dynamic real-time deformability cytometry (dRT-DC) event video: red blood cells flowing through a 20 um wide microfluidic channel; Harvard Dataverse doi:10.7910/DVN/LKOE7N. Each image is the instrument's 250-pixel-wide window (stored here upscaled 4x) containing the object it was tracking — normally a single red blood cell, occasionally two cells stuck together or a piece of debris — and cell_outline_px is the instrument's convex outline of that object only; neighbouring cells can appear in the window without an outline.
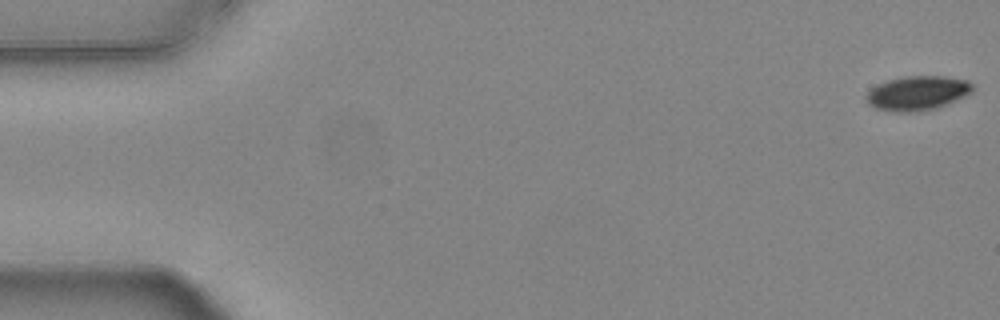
{"species": "common noctule bat (a hibernating species)", "species_latin": "Nyctalus noctula", "temperature_condition": "warm", "stored_images_in_passage": 55, "camera_frame_rate_fps": 3000, "um_per_image_px": 0.085, "animal": {"sex": "female", "body_mass_g": 24.6, "forearm_length_mm": 56.2}, "frame": {"image": 1, "passage_image": 1, "time_ms": 0.0, "image_size_px": [1000, 320], "cell_outline_px": [[972, 92], [956, 100], [936, 108], [916, 112], [892, 112], [876, 108], [868, 104], [864, 100], [864, 96], [872, 88], [888, 80], [908, 76], [944, 76], [968, 80], [972, 84]], "centroid_in_image_um": [77.96, 7.92], "position_along_channel_um": 7.0, "area_um2": 21.27}}
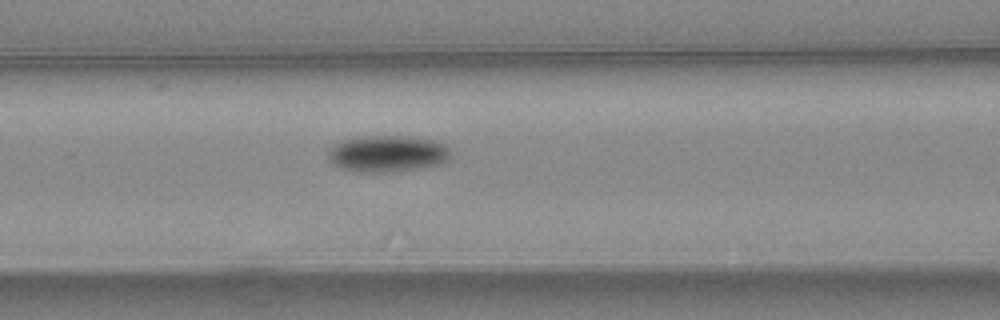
{"frame": {"image": 2, "passage_image": 23, "time_ms": 7.333, "image_size_px": [1000, 320], "cell_outline_px": [[448, 160], [440, 164], [420, 168], [392, 172], [352, 172], [340, 168], [332, 164], [328, 160], [328, 148], [332, 144], [344, 140], [368, 136], [416, 136], [436, 140], [448, 144]], "centroid_in_image_um": [32.91, 13.06], "position_along_channel_um": 133.7, "area_um2": 26.59}}
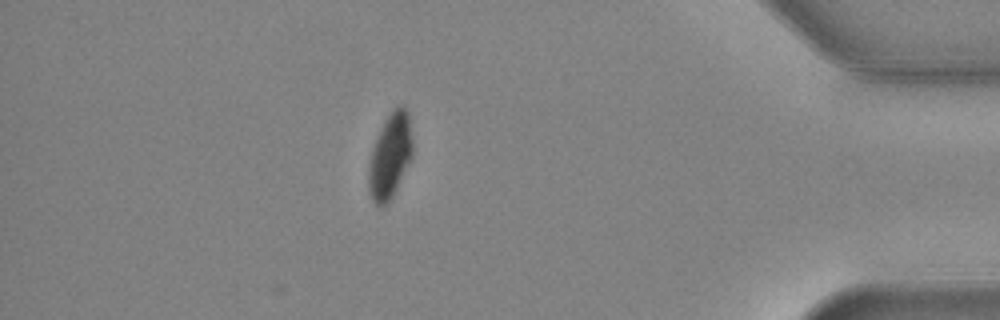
{"frame": {"image": 3, "passage_image": 48, "time_ms": 15.667, "image_size_px": [1000, 320], "cell_outline_px": [[412, 160], [392, 196], [384, 204], [376, 204], [372, 200], [368, 192], [368, 164], [372, 148], [380, 128], [384, 120], [392, 108], [400, 104], [404, 104], [408, 112], [412, 140]], "centroid_in_image_um": [33.16, 13.2], "position_along_channel_um": 402.0, "area_um2": 22.02}, "authors_computed_cell_mechanics": {"area_um2": 22.9466, "velocity_mm_per_s": 3.7671, "shape_relaxation_time_tau1_ms": 3.0192, "shape_relaxation_time_tau2_ms": null, "deformation_change_tau1": 0.1072, "deformation_change_tau2": null}}